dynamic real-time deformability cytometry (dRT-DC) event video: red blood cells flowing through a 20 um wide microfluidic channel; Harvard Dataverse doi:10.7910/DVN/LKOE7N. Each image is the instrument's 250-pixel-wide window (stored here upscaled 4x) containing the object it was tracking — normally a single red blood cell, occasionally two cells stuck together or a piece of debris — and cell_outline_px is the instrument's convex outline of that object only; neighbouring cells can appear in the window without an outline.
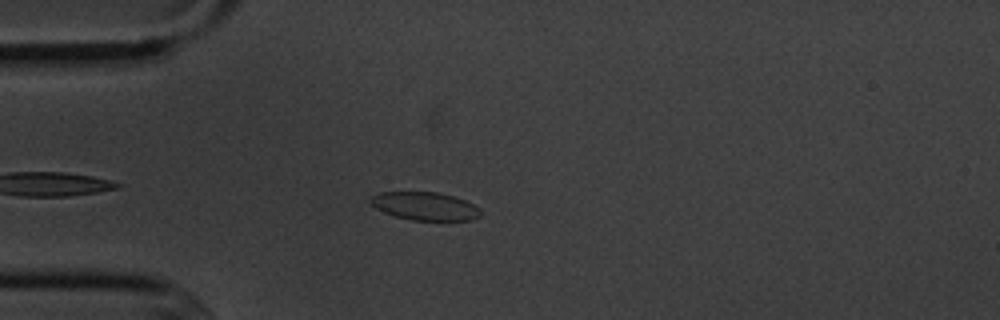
{"species": "common noctule bat (a hibernating species)", "species_latin": "Nyctalus noctula", "temperature_condition": "cold", "stored_images_in_passage": 5, "camera_frame_rate_fps": 3000, "um_per_image_px": 0.085, "animal": {"sex": "male", "body_mass_g": 20.1, "forearm_length_mm": 53.5}, "frame": {"image": 1, "passage_image": 5, "time_ms": 4.667, "image_size_px": [1000, 320], "cell_outline_px": [[480, 216], [472, 220], [412, 220], [396, 216], [384, 212], [376, 208], [368, 200], [372, 196], [380, 192], [440, 192], [464, 200], [480, 208]], "centroid_in_image_um": [36.12, 17.52], "position_along_channel_um": 48.9, "area_um2": 17.92}}